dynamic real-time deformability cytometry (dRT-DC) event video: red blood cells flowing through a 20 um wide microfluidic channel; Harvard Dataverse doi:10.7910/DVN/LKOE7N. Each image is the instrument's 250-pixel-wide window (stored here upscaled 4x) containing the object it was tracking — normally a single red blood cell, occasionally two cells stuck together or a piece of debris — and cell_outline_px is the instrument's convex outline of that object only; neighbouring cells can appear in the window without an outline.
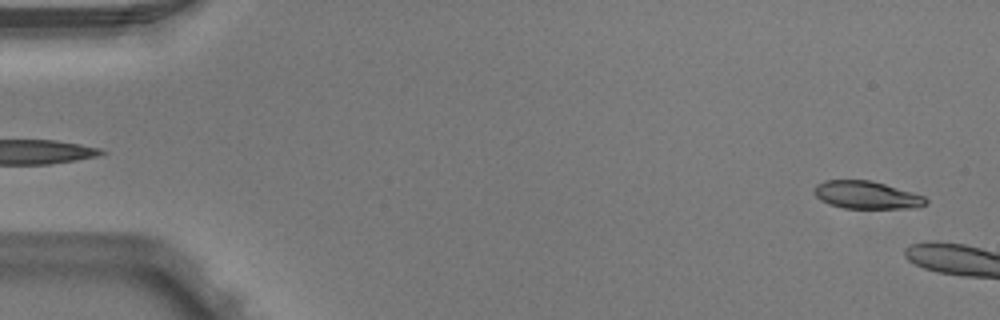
{"species": "Egyptian fruit bat (a non-hibernating species)", "species_latin": "Rousettus aegyptiacus", "temperature_condition": "warm", "stored_images_in_passage": 4, "segment_of_instrument_passage": [2, 2], "camera_frame_rate_fps": 3000, "um_per_image_px": 0.085, "animal": {"sex": "male"}, "frame": {"image": 1, "passage_image": 4, "time_ms": 1.0, "image_size_px": [1000, 320], "cell_outline_px": [[928, 204], [916, 208], [844, 208], [828, 204], [820, 200], [812, 192], [816, 184], [824, 180], [872, 180], [912, 192], [924, 196], [928, 200]], "centroid_in_image_um": [73.64, 16.57], "position_along_channel_um": 11.4, "area_um2": 18.21}}